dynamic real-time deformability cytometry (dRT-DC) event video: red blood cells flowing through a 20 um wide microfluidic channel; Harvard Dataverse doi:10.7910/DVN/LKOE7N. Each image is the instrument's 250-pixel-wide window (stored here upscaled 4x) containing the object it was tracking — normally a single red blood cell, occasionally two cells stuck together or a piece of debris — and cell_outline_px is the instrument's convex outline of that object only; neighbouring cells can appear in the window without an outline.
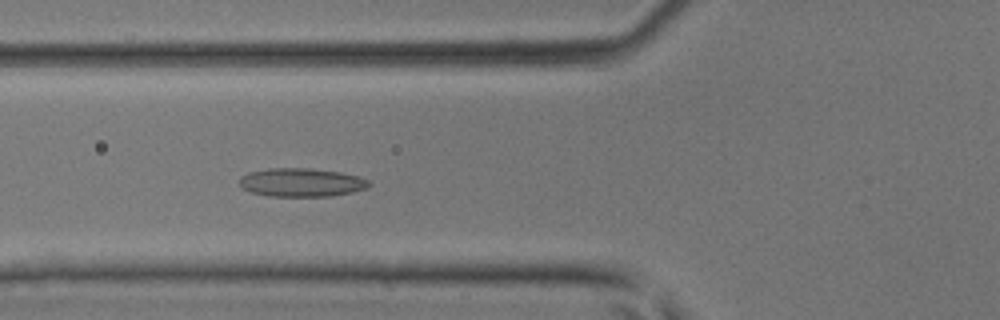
{"species": "common noctule bat (a hibernating species)", "species_latin": "Nyctalus noctula", "temperature_condition": "room temperature", "stored_images_in_passage": 44, "camera_frame_rate_fps": 3000, "um_per_image_px": 0.085, "animal": {"sex": "male", "body_mass_g": 17.9, "forearm_length_mm": 54.2}, "frame": {"image": 1, "passage_image": 17, "time_ms": 5.333, "image_size_px": [1000, 320], "cell_outline_px": [[372, 184], [368, 188], [352, 192], [332, 196], [268, 196], [252, 192], [244, 188], [240, 184], [240, 176], [248, 172], [268, 168], [308, 168], [340, 172], [356, 176], [368, 180]], "centroid_in_image_um": [25.63, 15.5], "position_along_channel_um": 100.2, "area_um2": 21.5}}
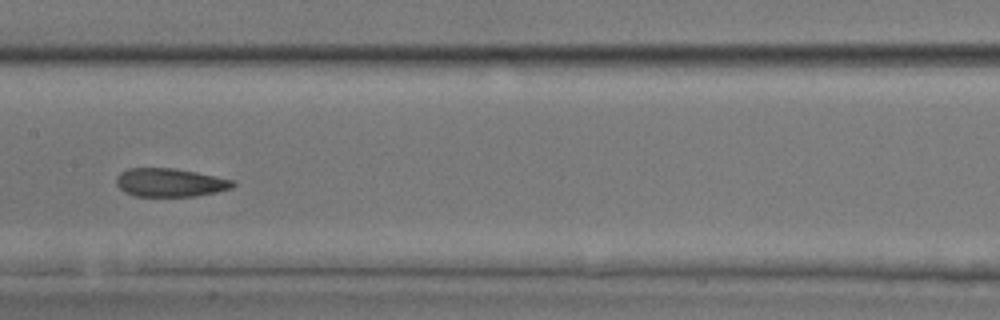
{"frame": {"image": 2, "passage_image": 23, "time_ms": 7.333, "image_size_px": [1000, 320], "cell_outline_px": [[236, 184], [232, 188], [216, 192], [196, 196], [136, 196], [124, 192], [116, 184], [116, 176], [120, 172], [128, 168], [172, 168], [196, 172], [236, 180]], "centroid_in_image_um": [14.46, 15.51], "position_along_channel_um": 192.9, "area_um2": 19.42}}
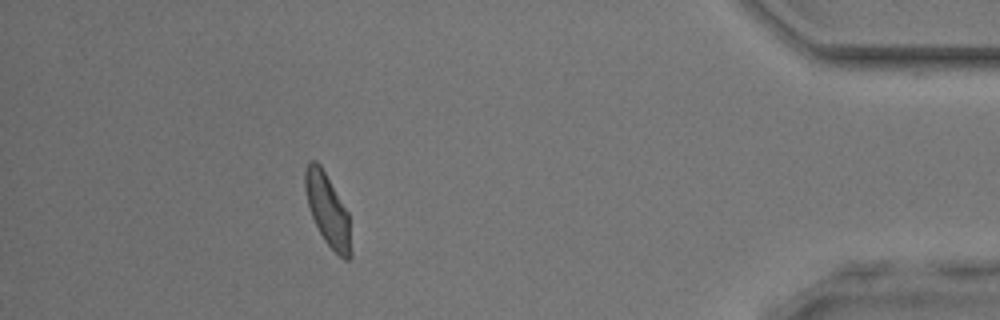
{"frame": {"image": 3, "passage_image": 40, "time_ms": 13.0, "image_size_px": [1000, 320], "cell_outline_px": [[352, 256], [348, 260], [344, 260], [324, 240], [312, 216], [308, 204], [304, 188], [304, 168], [308, 160], [316, 160], [320, 164], [348, 212], [352, 252]], "centroid_in_image_um": [27.84, 17.82], "position_along_channel_um": 407.4, "area_um2": 19.19}}